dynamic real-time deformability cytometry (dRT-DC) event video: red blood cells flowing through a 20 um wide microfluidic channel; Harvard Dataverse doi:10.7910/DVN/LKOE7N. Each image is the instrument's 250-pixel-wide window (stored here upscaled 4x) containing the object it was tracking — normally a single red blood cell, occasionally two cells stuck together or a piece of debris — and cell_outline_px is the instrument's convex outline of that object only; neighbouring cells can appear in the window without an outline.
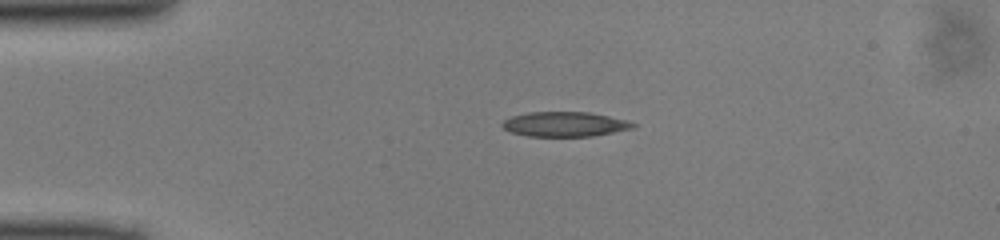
{"species": "common noctule bat (a hibernating species)", "species_latin": "Nyctalus noctula", "temperature_condition": "cold", "stored_images_in_passage": 39, "camera_frame_rate_fps": 3000, "um_per_image_px": 0.085, "animal": {"sex": "male", "body_mass_g": 13.0, "forearm_length_mm": 53.1}, "frame": {"image": 1, "passage_image": 1, "time_ms": 0.0, "image_size_px": [1000, 240], "cell_outline_px": [[636, 128], [592, 136], [528, 136], [512, 132], [504, 128], [500, 124], [504, 120], [512, 116], [528, 112], [588, 112], [628, 120], [636, 124]], "centroid_in_image_um": [48.03, 10.55], "position_along_channel_um": 37.0, "area_um2": 18.84}}
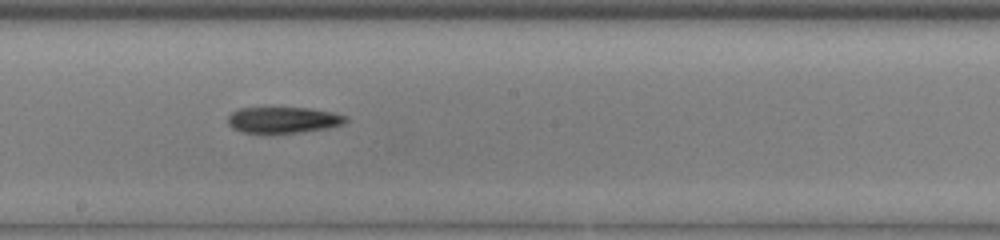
{"frame": {"image": 2, "passage_image": 17, "time_ms": 5.333, "image_size_px": [1000, 240], "cell_outline_px": [[348, 120], [344, 124], [328, 128], [296, 132], [240, 132], [232, 128], [228, 124], [228, 116], [232, 112], [240, 108], [308, 108], [332, 112], [348, 116]], "centroid_in_image_um": [24.09, 10.18], "position_along_channel_um": 224.1, "area_um2": 17.74}}
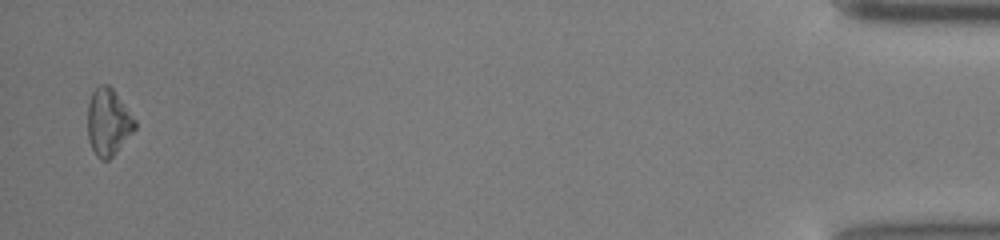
{"frame": {"image": 3, "passage_image": 38, "time_ms": 12.333, "image_size_px": [1000, 240], "cell_outline_px": [[136, 128], [112, 156], [108, 160], [100, 160], [96, 156], [88, 140], [88, 104], [92, 92], [100, 84], [108, 84], [112, 88], [136, 120]], "centroid_in_image_um": [9.19, 10.38], "position_along_channel_um": 426.0, "area_um2": 18.26}}